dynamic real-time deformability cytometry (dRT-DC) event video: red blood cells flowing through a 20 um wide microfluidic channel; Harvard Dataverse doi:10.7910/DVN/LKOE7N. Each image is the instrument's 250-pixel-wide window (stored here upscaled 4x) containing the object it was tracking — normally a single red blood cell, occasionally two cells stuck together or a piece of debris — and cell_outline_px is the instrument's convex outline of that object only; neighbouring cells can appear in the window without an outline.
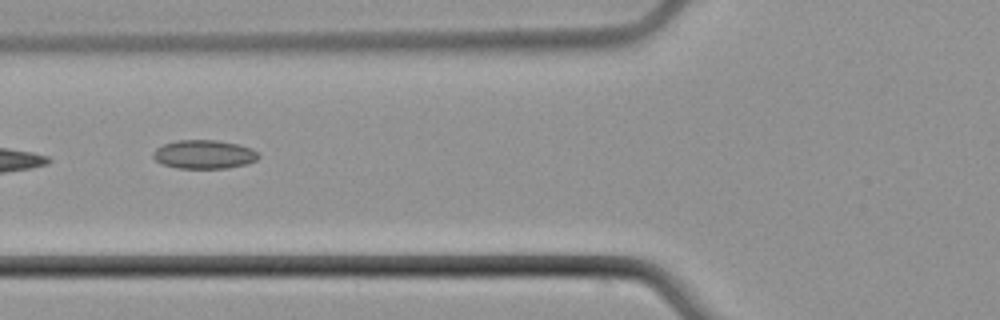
{"species": "common noctule bat (a hibernating species)", "species_latin": "Nyctalus noctula", "temperature_condition": "cold", "stored_images_in_passage": 5, "camera_frame_rate_fps": 3000, "um_per_image_px": 0.085, "animal": {"sex": "male", "body_mass_g": 21.5, "forearm_length_mm": 52.0}, "frame": {"image": 1, "passage_image": 3, "time_ms": 2.333, "image_size_px": [1000, 320], "cell_outline_px": [[260, 156], [256, 160], [248, 164], [228, 168], [176, 168], [164, 164], [156, 160], [152, 156], [152, 152], [156, 148], [164, 144], [176, 140], [216, 140], [240, 144], [252, 148]], "centroid_in_image_um": [17.36, 13.12], "position_along_channel_um": 108.4, "area_um2": 17.74}}